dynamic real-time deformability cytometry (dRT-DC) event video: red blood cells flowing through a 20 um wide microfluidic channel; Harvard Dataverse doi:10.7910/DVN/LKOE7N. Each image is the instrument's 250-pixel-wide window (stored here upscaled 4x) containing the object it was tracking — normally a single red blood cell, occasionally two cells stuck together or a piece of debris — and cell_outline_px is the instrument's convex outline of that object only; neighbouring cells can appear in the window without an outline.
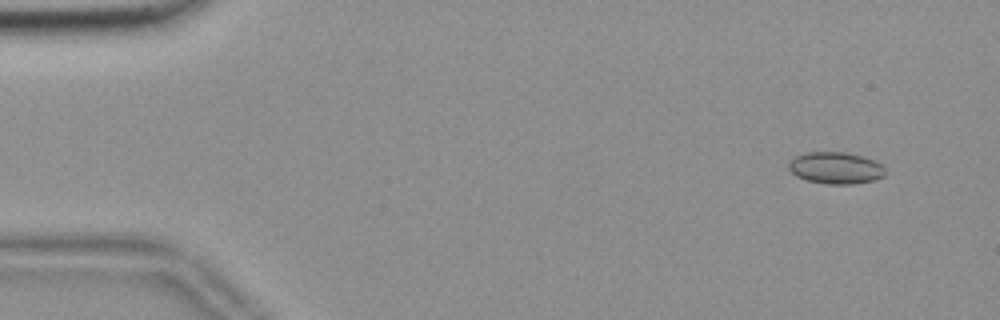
{"species": "common noctule bat (a hibernating species)", "species_latin": "Nyctalus noctula", "temperature_condition": "room temperature", "stored_images_in_passage": 56, "camera_frame_rate_fps": 3000, "um_per_image_px": 0.085, "animal": {"sex": "female", "body_mass_g": 18.4}, "frame": {"image": 1, "passage_image": 5, "time_ms": 1.333, "image_size_px": [1000, 320], "cell_outline_px": [[884, 176], [876, 180], [852, 184], [828, 184], [808, 180], [796, 176], [788, 168], [788, 160], [796, 156], [808, 152], [844, 152], [860, 156], [872, 160], [880, 164], [884, 168]], "centroid_in_image_um": [71.0, 14.28], "position_along_channel_um": 14.0, "area_um2": 17.74}}
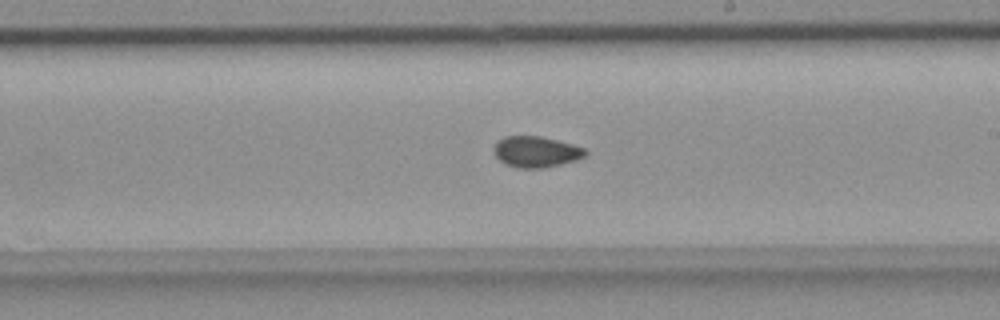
{"frame": {"image": 2, "passage_image": 33, "time_ms": 10.667, "image_size_px": [1000, 320], "cell_outline_px": [[588, 152], [584, 156], [576, 160], [544, 168], [516, 168], [504, 164], [492, 152], [492, 148], [496, 140], [504, 136], [540, 136], [572, 144], [584, 148]], "centroid_in_image_um": [45.5, 12.9], "position_along_channel_um": 243.5, "area_um2": 16.7}}
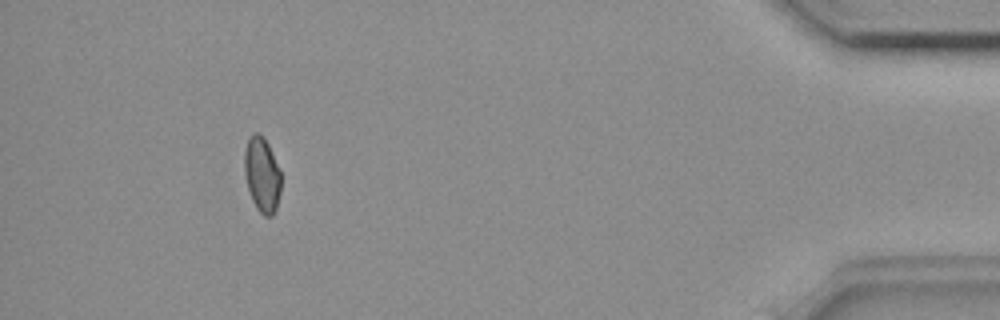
{"frame": {"image": 3, "passage_image": 52, "time_ms": 17.0, "image_size_px": [1000, 320], "cell_outline_px": [[280, 192], [276, 208], [272, 216], [264, 216], [256, 208], [252, 200], [248, 188], [244, 172], [244, 152], [248, 140], [256, 132], [260, 132], [264, 136], [268, 144], [280, 172]], "centroid_in_image_um": [22.26, 14.85], "position_along_channel_um": 412.9, "area_um2": 15.84}}